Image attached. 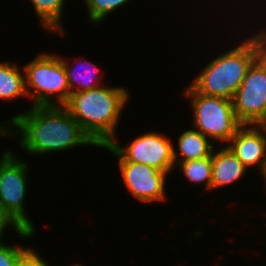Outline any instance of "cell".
<instances>
[{"instance_id": "obj_1", "label": "cell", "mask_w": 266, "mask_h": 266, "mask_svg": "<svg viewBox=\"0 0 266 266\" xmlns=\"http://www.w3.org/2000/svg\"><path fill=\"white\" fill-rule=\"evenodd\" d=\"M2 123L0 137H15L19 147L31 156L64 152L78 146L99 148L64 106H31Z\"/></svg>"}, {"instance_id": "obj_2", "label": "cell", "mask_w": 266, "mask_h": 266, "mask_svg": "<svg viewBox=\"0 0 266 266\" xmlns=\"http://www.w3.org/2000/svg\"><path fill=\"white\" fill-rule=\"evenodd\" d=\"M130 96L127 87H109L104 84L87 91L72 93L64 107L90 139L101 148L116 137L122 111Z\"/></svg>"}, {"instance_id": "obj_3", "label": "cell", "mask_w": 266, "mask_h": 266, "mask_svg": "<svg viewBox=\"0 0 266 266\" xmlns=\"http://www.w3.org/2000/svg\"><path fill=\"white\" fill-rule=\"evenodd\" d=\"M262 30L205 64L190 86L198 93L232 100L248 69L263 54Z\"/></svg>"}, {"instance_id": "obj_4", "label": "cell", "mask_w": 266, "mask_h": 266, "mask_svg": "<svg viewBox=\"0 0 266 266\" xmlns=\"http://www.w3.org/2000/svg\"><path fill=\"white\" fill-rule=\"evenodd\" d=\"M32 106H64L71 90L63 61L55 53L40 52L23 66Z\"/></svg>"}, {"instance_id": "obj_5", "label": "cell", "mask_w": 266, "mask_h": 266, "mask_svg": "<svg viewBox=\"0 0 266 266\" xmlns=\"http://www.w3.org/2000/svg\"><path fill=\"white\" fill-rule=\"evenodd\" d=\"M182 93L191 101L192 128L214 144L217 140L221 145L227 144L243 126L236 117L232 100L198 93L190 85L186 86Z\"/></svg>"}, {"instance_id": "obj_6", "label": "cell", "mask_w": 266, "mask_h": 266, "mask_svg": "<svg viewBox=\"0 0 266 266\" xmlns=\"http://www.w3.org/2000/svg\"><path fill=\"white\" fill-rule=\"evenodd\" d=\"M14 151L6 150L0 156V205L24 229L35 231V224L25 208L28 190L29 166L27 161L19 158Z\"/></svg>"}, {"instance_id": "obj_7", "label": "cell", "mask_w": 266, "mask_h": 266, "mask_svg": "<svg viewBox=\"0 0 266 266\" xmlns=\"http://www.w3.org/2000/svg\"><path fill=\"white\" fill-rule=\"evenodd\" d=\"M115 137L109 144L101 148L113 153L119 162H134L152 166L162 172L172 174L175 170L173 145L169 136L156 131L145 132L124 147Z\"/></svg>"}, {"instance_id": "obj_8", "label": "cell", "mask_w": 266, "mask_h": 266, "mask_svg": "<svg viewBox=\"0 0 266 266\" xmlns=\"http://www.w3.org/2000/svg\"><path fill=\"white\" fill-rule=\"evenodd\" d=\"M232 103L243 125H257L266 114V57L263 54L248 69Z\"/></svg>"}, {"instance_id": "obj_9", "label": "cell", "mask_w": 266, "mask_h": 266, "mask_svg": "<svg viewBox=\"0 0 266 266\" xmlns=\"http://www.w3.org/2000/svg\"><path fill=\"white\" fill-rule=\"evenodd\" d=\"M121 178L128 193L143 203L166 201L168 172L134 162H118Z\"/></svg>"}, {"instance_id": "obj_10", "label": "cell", "mask_w": 266, "mask_h": 266, "mask_svg": "<svg viewBox=\"0 0 266 266\" xmlns=\"http://www.w3.org/2000/svg\"><path fill=\"white\" fill-rule=\"evenodd\" d=\"M226 146L250 169L257 167L258 172L266 174V135L257 125H243Z\"/></svg>"}, {"instance_id": "obj_11", "label": "cell", "mask_w": 266, "mask_h": 266, "mask_svg": "<svg viewBox=\"0 0 266 266\" xmlns=\"http://www.w3.org/2000/svg\"><path fill=\"white\" fill-rule=\"evenodd\" d=\"M248 168L226 146L212 152V181L211 190L220 189L224 186L235 184L243 179Z\"/></svg>"}, {"instance_id": "obj_12", "label": "cell", "mask_w": 266, "mask_h": 266, "mask_svg": "<svg viewBox=\"0 0 266 266\" xmlns=\"http://www.w3.org/2000/svg\"><path fill=\"white\" fill-rule=\"evenodd\" d=\"M176 145L178 147L173 146L175 165L183 161L209 157L217 144H214L198 130L190 128L180 133Z\"/></svg>"}, {"instance_id": "obj_13", "label": "cell", "mask_w": 266, "mask_h": 266, "mask_svg": "<svg viewBox=\"0 0 266 266\" xmlns=\"http://www.w3.org/2000/svg\"><path fill=\"white\" fill-rule=\"evenodd\" d=\"M60 58L63 61L64 68L66 70L71 94L94 89L105 84L101 81L103 77L102 73L100 74L99 72L101 69L98 68V66H96L92 61H84L83 57L78 59L75 58L74 62L76 65L74 66L71 65L72 63L70 61L72 60L64 59L65 57L63 56H60ZM97 73L101 76H98Z\"/></svg>"}, {"instance_id": "obj_14", "label": "cell", "mask_w": 266, "mask_h": 266, "mask_svg": "<svg viewBox=\"0 0 266 266\" xmlns=\"http://www.w3.org/2000/svg\"><path fill=\"white\" fill-rule=\"evenodd\" d=\"M37 19L46 33L65 36L63 10L66 0H30Z\"/></svg>"}, {"instance_id": "obj_15", "label": "cell", "mask_w": 266, "mask_h": 266, "mask_svg": "<svg viewBox=\"0 0 266 266\" xmlns=\"http://www.w3.org/2000/svg\"><path fill=\"white\" fill-rule=\"evenodd\" d=\"M11 61H0V100H15L28 97L23 67Z\"/></svg>"}, {"instance_id": "obj_16", "label": "cell", "mask_w": 266, "mask_h": 266, "mask_svg": "<svg viewBox=\"0 0 266 266\" xmlns=\"http://www.w3.org/2000/svg\"><path fill=\"white\" fill-rule=\"evenodd\" d=\"M176 167L181 169L188 182L195 185L202 184L206 191H211L212 155L202 159L179 162L175 165V170Z\"/></svg>"}, {"instance_id": "obj_17", "label": "cell", "mask_w": 266, "mask_h": 266, "mask_svg": "<svg viewBox=\"0 0 266 266\" xmlns=\"http://www.w3.org/2000/svg\"><path fill=\"white\" fill-rule=\"evenodd\" d=\"M129 1L131 0H84L89 17L87 20L89 23L91 21L94 26H98L110 13L123 7Z\"/></svg>"}, {"instance_id": "obj_18", "label": "cell", "mask_w": 266, "mask_h": 266, "mask_svg": "<svg viewBox=\"0 0 266 266\" xmlns=\"http://www.w3.org/2000/svg\"><path fill=\"white\" fill-rule=\"evenodd\" d=\"M31 250L23 245L12 246L0 243V266H17Z\"/></svg>"}, {"instance_id": "obj_19", "label": "cell", "mask_w": 266, "mask_h": 266, "mask_svg": "<svg viewBox=\"0 0 266 266\" xmlns=\"http://www.w3.org/2000/svg\"><path fill=\"white\" fill-rule=\"evenodd\" d=\"M8 227H13V231H15L18 236L23 237V239H31V237L35 235V231L24 229L23 226L0 205V243H4L2 238Z\"/></svg>"}, {"instance_id": "obj_20", "label": "cell", "mask_w": 266, "mask_h": 266, "mask_svg": "<svg viewBox=\"0 0 266 266\" xmlns=\"http://www.w3.org/2000/svg\"><path fill=\"white\" fill-rule=\"evenodd\" d=\"M47 260L32 249L17 266H48Z\"/></svg>"}, {"instance_id": "obj_21", "label": "cell", "mask_w": 266, "mask_h": 266, "mask_svg": "<svg viewBox=\"0 0 266 266\" xmlns=\"http://www.w3.org/2000/svg\"><path fill=\"white\" fill-rule=\"evenodd\" d=\"M257 126L264 132L266 135V114L264 117L258 122Z\"/></svg>"}, {"instance_id": "obj_22", "label": "cell", "mask_w": 266, "mask_h": 266, "mask_svg": "<svg viewBox=\"0 0 266 266\" xmlns=\"http://www.w3.org/2000/svg\"><path fill=\"white\" fill-rule=\"evenodd\" d=\"M263 55L266 57V30H264Z\"/></svg>"}, {"instance_id": "obj_23", "label": "cell", "mask_w": 266, "mask_h": 266, "mask_svg": "<svg viewBox=\"0 0 266 266\" xmlns=\"http://www.w3.org/2000/svg\"><path fill=\"white\" fill-rule=\"evenodd\" d=\"M263 180H264V184H265L264 188H265L266 187V174H265V177L263 178ZM265 190H266V188H265Z\"/></svg>"}, {"instance_id": "obj_24", "label": "cell", "mask_w": 266, "mask_h": 266, "mask_svg": "<svg viewBox=\"0 0 266 266\" xmlns=\"http://www.w3.org/2000/svg\"><path fill=\"white\" fill-rule=\"evenodd\" d=\"M71 266H83V265L76 263V264H72Z\"/></svg>"}]
</instances>
